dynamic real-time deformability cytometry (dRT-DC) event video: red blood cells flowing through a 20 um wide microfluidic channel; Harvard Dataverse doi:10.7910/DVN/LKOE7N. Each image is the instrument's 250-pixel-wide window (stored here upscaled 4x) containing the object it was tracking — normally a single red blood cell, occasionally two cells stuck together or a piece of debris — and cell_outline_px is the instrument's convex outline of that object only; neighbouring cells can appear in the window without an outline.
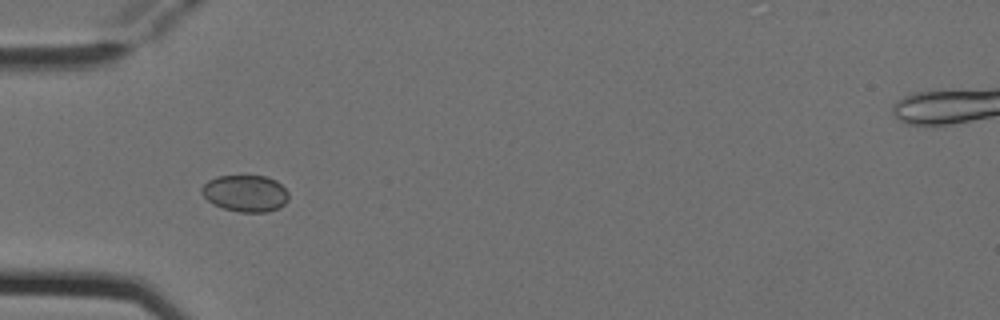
{"species": "Egyptian fruit bat (a non-hibernating species)", "species_latin": "Rousettus aegyptiacus", "temperature_condition": "cold", "stored_images_in_passage": 9, "camera_frame_rate_fps": 3000, "um_per_image_px": 0.085, "animal": {"sex": "female"}, "frame": {"image": 1, "passage_image": 4, "time_ms": 1.0, "image_size_px": [1000, 320], "cell_outline_px": [[288, 200], [280, 208], [268, 212], [240, 212], [224, 208], [212, 204], [200, 192], [200, 188], [208, 180], [216, 176], [268, 176], [276, 180], [288, 192]], "centroid_in_image_um": [20.86, 16.43], "position_along_channel_um": 64.1, "area_um2": 18.73}}
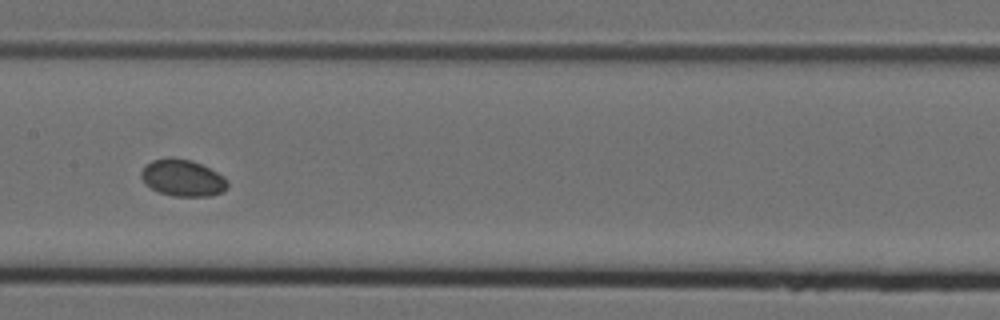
{"frame": {"image": 2, "passage_image": 7, "time_ms": 2.0, "image_size_px": [1000, 320], "cell_outline_px": [[228, 188], [224, 192], [208, 196], [172, 196], [160, 192], [144, 184], [140, 176], [140, 172], [152, 160], [172, 156], [192, 160], [224, 176], [228, 180]], "centroid_in_image_um": [15.53, 15.12], "position_along_channel_um": 191.9, "area_um2": 18.61}}
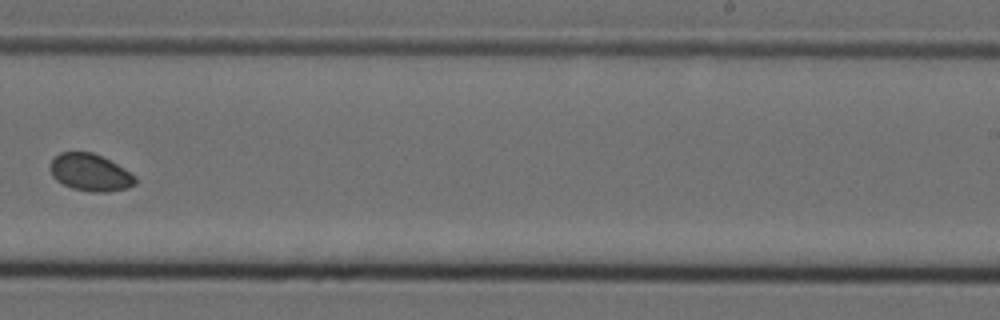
{"frame": {"image": 3, "passage_image": 9, "time_ms": 2.667, "image_size_px": [1000, 320], "cell_outline_px": [[136, 184], [128, 188], [108, 192], [92, 192], [72, 188], [56, 180], [52, 176], [48, 168], [48, 164], [60, 152], [92, 152], [116, 164], [136, 176]], "centroid_in_image_um": [7.64, 14.67], "position_along_channel_um": 281.4, "area_um2": 18.44}}